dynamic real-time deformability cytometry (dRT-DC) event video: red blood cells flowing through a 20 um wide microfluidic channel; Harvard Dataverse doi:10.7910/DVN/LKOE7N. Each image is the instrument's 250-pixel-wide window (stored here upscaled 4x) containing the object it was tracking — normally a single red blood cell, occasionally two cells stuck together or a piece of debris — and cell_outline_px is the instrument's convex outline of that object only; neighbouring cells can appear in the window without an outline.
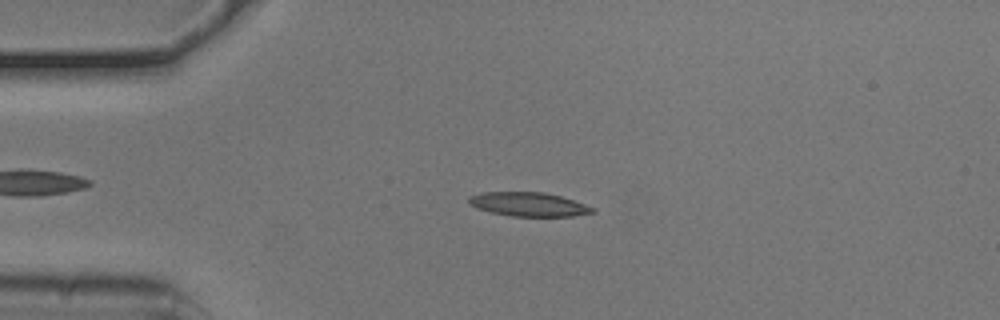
{"species": "common noctule bat (a hibernating species)", "species_latin": "Nyctalus noctula", "temperature_condition": "cold", "stored_images_in_passage": 53, "camera_frame_rate_fps": 3000, "um_per_image_px": 0.085, "animal": {"sex": "male", "body_mass_g": 20.5, "forearm_length_mm": 52.5}, "frame": {"image": 1, "passage_image": 12, "time_ms": 3.667, "image_size_px": [1000, 320], "cell_outline_px": [[596, 212], [572, 216], [512, 216], [492, 212], [476, 208], [468, 204], [468, 196], [484, 192], [544, 192], [560, 196], [596, 208]], "centroid_in_image_um": [44.92, 17.36], "position_along_channel_um": 40.1, "area_um2": 17.22}}
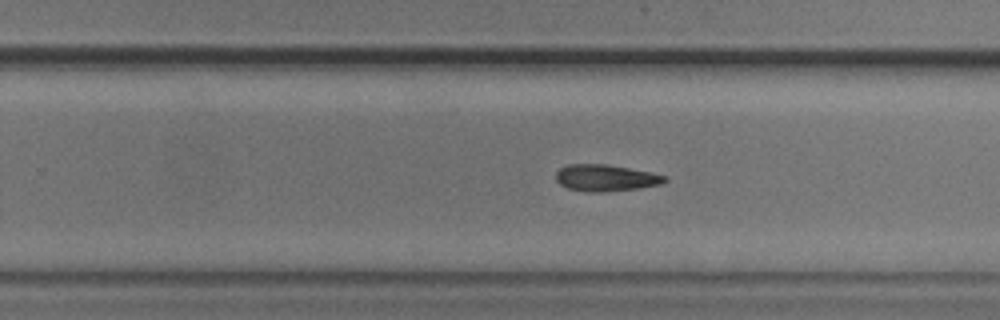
{"frame": {"image": 2, "passage_image": 33, "time_ms": 10.667, "image_size_px": [1000, 320], "cell_outline_px": [[668, 180], [664, 184], [636, 188], [604, 192], [588, 192], [568, 188], [560, 184], [556, 180], [556, 172], [560, 168], [568, 164], [604, 164], [628, 168], [648, 172], [664, 176]], "centroid_in_image_um": [51.45, 15.12], "position_along_channel_um": 278.3, "area_um2": 16.7}}
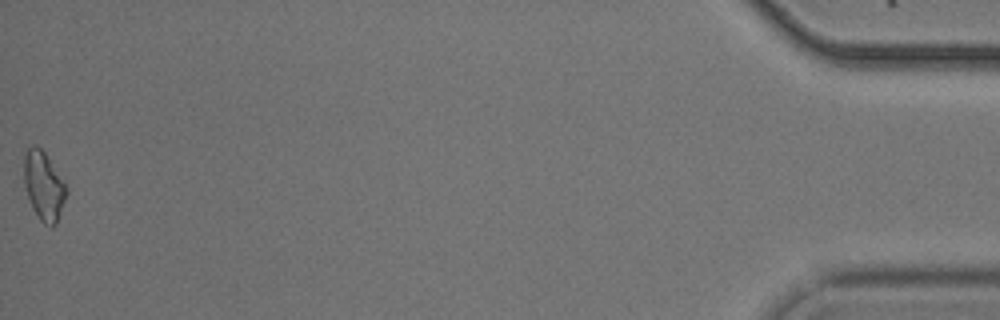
{"frame": {"image": 3, "passage_image": 53, "time_ms": 17.333, "image_size_px": [1000, 320], "cell_outline_px": [[68, 192], [56, 224], [52, 228], [44, 224], [40, 220], [32, 208], [24, 184], [24, 152], [32, 144], [36, 144], [44, 152], [68, 188]], "centroid_in_image_um": [3.71, 15.81], "position_along_channel_um": 431.5, "area_um2": 16.99}}